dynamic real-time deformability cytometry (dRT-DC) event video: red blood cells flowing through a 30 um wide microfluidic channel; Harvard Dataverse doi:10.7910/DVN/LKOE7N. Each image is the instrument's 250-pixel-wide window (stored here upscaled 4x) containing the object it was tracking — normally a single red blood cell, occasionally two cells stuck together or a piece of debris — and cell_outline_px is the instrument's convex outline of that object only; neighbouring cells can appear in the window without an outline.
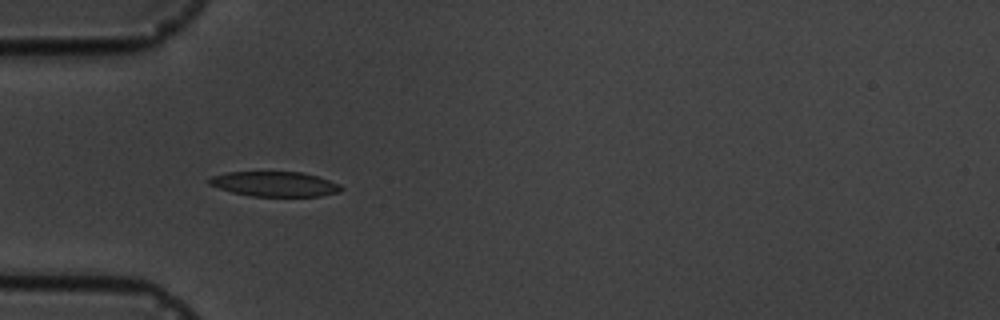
{"species": "common noctule bat (a hibernating species)", "species_latin": "Nyctalus noctula", "temperature_condition": "cold", "stored_images_in_passage": 7, "camera_frame_rate_fps": 3000, "um_per_image_px": 0.085, "animal": {"sex": "male", "body_mass_g": 19.5, "forearm_length_mm": 54.6}, "frame": {"image": 1, "passage_image": 6, "time_ms": 5.667, "image_size_px": [1000, 320], "cell_outline_px": [[344, 188], [340, 192], [320, 196], [252, 196], [232, 192], [208, 184], [204, 180], [212, 176], [228, 172], [300, 172], [316, 176], [340, 184]], "centroid_in_image_um": [23.33, 15.64], "position_along_channel_um": 61.7, "area_um2": 19.13}}
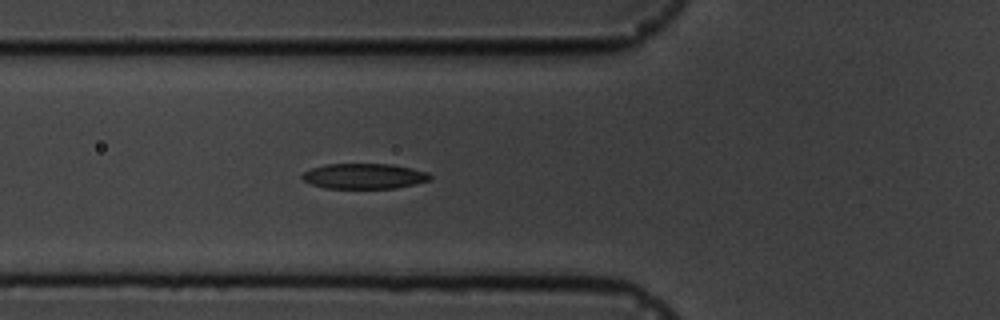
{"frame": {"image": 2, "passage_image": 7, "time_ms": 6.667, "image_size_px": [1000, 320], "cell_outline_px": [[432, 176], [428, 180], [416, 184], [396, 188], [324, 188], [312, 184], [304, 180], [300, 176], [304, 172], [312, 168], [324, 164], [392, 164], [412, 168], [428, 172]], "centroid_in_image_um": [30.96, 14.97], "position_along_channel_um": 94.8, "area_um2": 18.9}}